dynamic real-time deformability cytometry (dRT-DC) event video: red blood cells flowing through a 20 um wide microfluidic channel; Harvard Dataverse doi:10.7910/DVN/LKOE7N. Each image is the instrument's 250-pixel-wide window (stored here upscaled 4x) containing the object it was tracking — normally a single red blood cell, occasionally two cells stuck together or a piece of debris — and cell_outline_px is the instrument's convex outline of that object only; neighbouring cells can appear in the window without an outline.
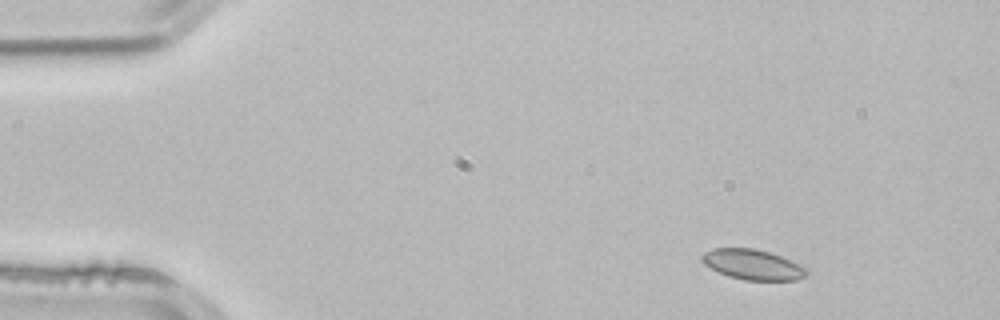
{"species": "common noctule bat (a hibernating species)", "species_latin": "Nyctalus noctula", "temperature_condition": "room temperature", "stored_images_in_passage": 3, "segment_of_instrument_passage": [1, 2], "camera_frame_rate_fps": 3000, "um_per_image_px": 0.085, "animal": {"sex": "male", "body_mass_g": 21.5, "forearm_length_mm": 52.0}, "frame": {"image": 1, "passage_image": 1, "time_ms": 0.0, "image_size_px": [1000, 320], "cell_outline_px": [[808, 272], [804, 276], [796, 280], [744, 280], [728, 276], [704, 264], [700, 260], [700, 256], [704, 252], [712, 248], [752, 248], [768, 252], [780, 256], [800, 264], [808, 268]], "centroid_in_image_um": [63.96, 22.48], "position_along_channel_um": 21.0, "area_um2": 18.38}}
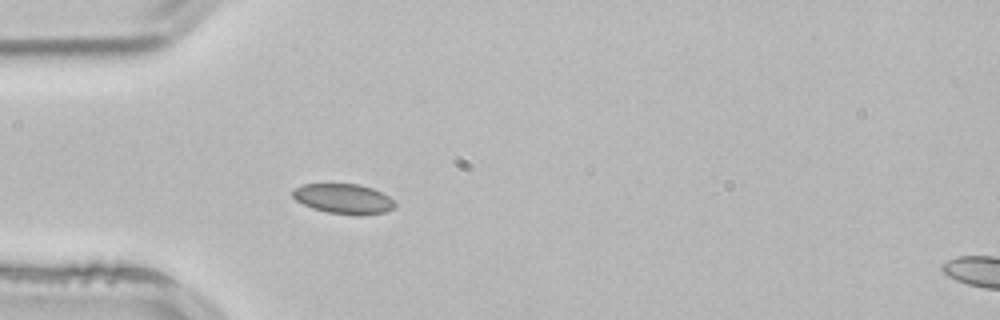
{"frame": {"image": 2, "passage_image": 2, "time_ms": 0.333, "image_size_px": [1000, 320], "cell_outline_px": [[396, 204], [388, 212], [360, 216], [356, 216], [328, 212], [312, 208], [296, 200], [292, 196], [292, 188], [304, 184], [360, 184], [372, 188], [388, 196]], "centroid_in_image_um": [29.2, 16.9], "position_along_channel_um": 55.8, "area_um2": 17.98}}